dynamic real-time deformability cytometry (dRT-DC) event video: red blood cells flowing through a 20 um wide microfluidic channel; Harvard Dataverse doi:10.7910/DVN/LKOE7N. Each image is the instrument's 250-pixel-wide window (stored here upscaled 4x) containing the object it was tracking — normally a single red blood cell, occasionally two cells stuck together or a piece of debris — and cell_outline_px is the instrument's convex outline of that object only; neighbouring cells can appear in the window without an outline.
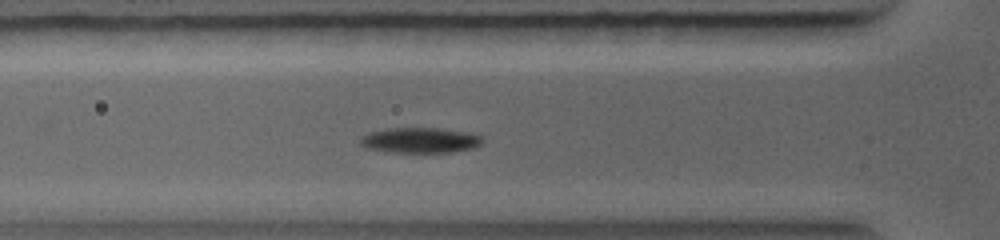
{"species": "common noctule bat (a hibernating species)", "species_latin": "Nyctalus noctula", "temperature_condition": "warm", "stored_images_in_passage": 22, "camera_frame_rate_fps": 5000, "um_per_image_px": 0.085, "animal": {"sex": "female", "body_mass_g": 19.0, "forearm_length_mm": 56.7}, "frame": {"image": 1, "passage_image": 6, "time_ms": 2.4, "image_size_px": [1000, 240], "cell_outline_px": [[484, 140], [480, 144], [472, 148], [448, 152], [392, 152], [368, 148], [360, 144], [360, 140], [364, 136], [372, 132], [388, 128], [436, 128], [468, 132], [480, 136]], "centroid_in_image_um": [35.73, 11.92], "position_along_channel_um": 90.1, "area_um2": 17.69}}
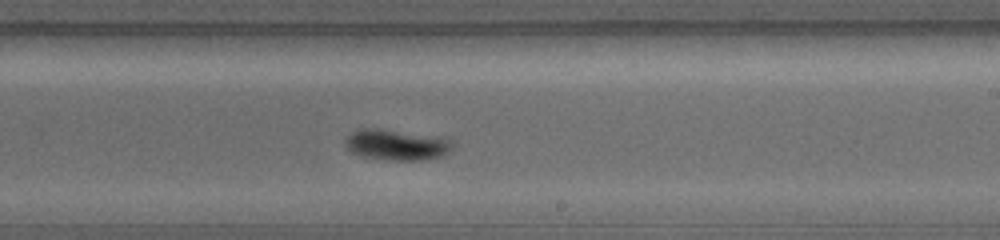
{"frame": {"image": 2, "passage_image": 14, "time_ms": 5.6, "image_size_px": [1000, 240], "cell_outline_px": [[452, 148], [444, 156], [424, 160], [388, 160], [360, 156], [352, 152], [348, 148], [344, 140], [352, 132], [360, 128], [380, 128], [436, 136], [448, 140], [452, 144]], "centroid_in_image_um": [33.68, 12.31], "position_along_channel_um": 255.3, "area_um2": 19.25}}
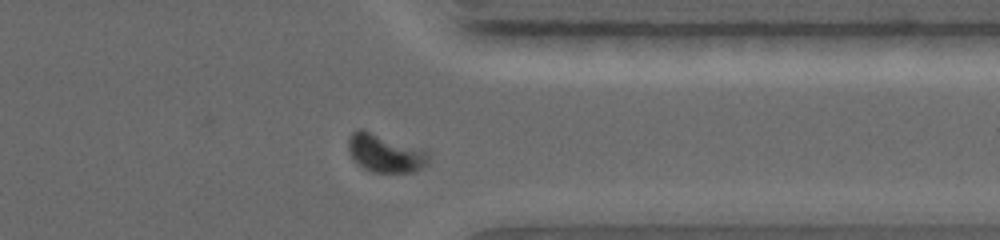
{"frame": {"image": 3, "passage_image": 20, "time_ms": 8.0, "image_size_px": [1000, 240], "cell_outline_px": [[432, 152], [428, 164], [424, 168], [412, 172], [372, 172], [356, 164], [348, 148], [348, 140], [352, 132], [360, 128], [364, 128]], "centroid_in_image_um": [32.78, 13.01], "position_along_channel_um": 378.6, "area_um2": 18.32}}